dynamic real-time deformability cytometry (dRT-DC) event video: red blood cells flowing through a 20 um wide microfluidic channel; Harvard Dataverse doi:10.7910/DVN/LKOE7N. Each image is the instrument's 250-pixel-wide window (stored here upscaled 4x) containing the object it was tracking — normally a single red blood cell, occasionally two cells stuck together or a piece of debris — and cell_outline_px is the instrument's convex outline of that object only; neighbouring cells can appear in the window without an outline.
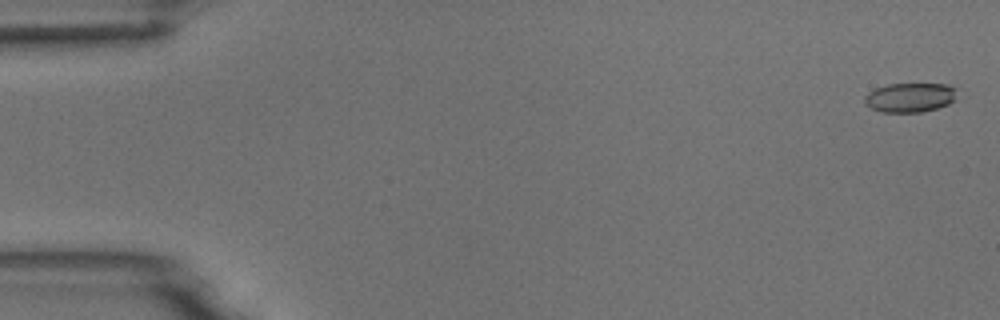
{"species": "common noctule bat (a hibernating species)", "species_latin": "Nyctalus noctula", "temperature_condition": "room temperature", "stored_images_in_passage": 4, "camera_frame_rate_fps": 3000, "um_per_image_px": 0.085, "animal": {"sex": "male", "body_mass_g": 18.8}, "frame": {"image": 1, "passage_image": 1, "time_ms": 0.0, "image_size_px": [1000, 320], "cell_outline_px": [[956, 100], [948, 104], [936, 108], [920, 112], [880, 112], [864, 104], [864, 96], [868, 92], [876, 88], [888, 84], [948, 84], [956, 88]], "centroid_in_image_um": [77.34, 8.28], "position_along_channel_um": 7.7, "area_um2": 15.9}}